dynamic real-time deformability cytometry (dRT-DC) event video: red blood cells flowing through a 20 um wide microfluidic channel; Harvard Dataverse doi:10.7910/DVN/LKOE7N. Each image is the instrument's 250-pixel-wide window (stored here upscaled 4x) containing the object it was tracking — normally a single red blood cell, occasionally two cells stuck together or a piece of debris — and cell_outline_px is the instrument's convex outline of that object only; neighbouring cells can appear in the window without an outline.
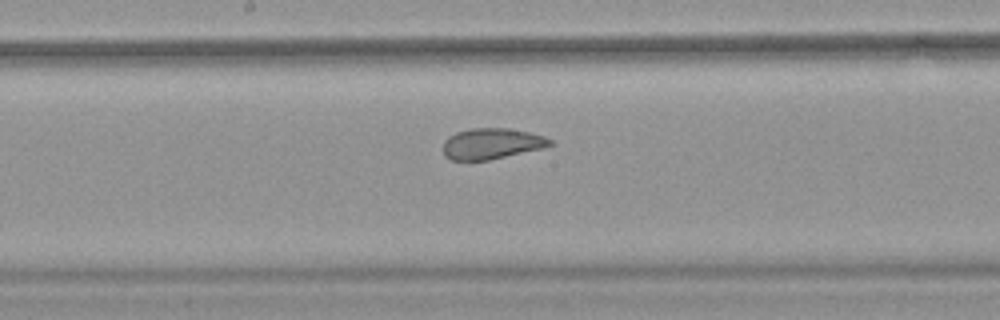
{"species": "common noctule bat (a hibernating species)", "species_latin": "Nyctalus noctula", "temperature_condition": "warm", "stored_images_in_passage": 36, "camera_frame_rate_fps": 3000, "um_per_image_px": 0.085, "animal": {"sex": "female", "body_mass_g": 18.4}, "frame": {"image": 1, "passage_image": 21, "time_ms": 6.667, "image_size_px": [1000, 320], "cell_outline_px": [[552, 144], [544, 148], [488, 160], [452, 160], [444, 156], [444, 140], [448, 136], [456, 132], [472, 128], [508, 128], [528, 132], [544, 136], [552, 140]], "centroid_in_image_um": [41.78, 12.21], "position_along_channel_um": 206.4, "area_um2": 19.19}}